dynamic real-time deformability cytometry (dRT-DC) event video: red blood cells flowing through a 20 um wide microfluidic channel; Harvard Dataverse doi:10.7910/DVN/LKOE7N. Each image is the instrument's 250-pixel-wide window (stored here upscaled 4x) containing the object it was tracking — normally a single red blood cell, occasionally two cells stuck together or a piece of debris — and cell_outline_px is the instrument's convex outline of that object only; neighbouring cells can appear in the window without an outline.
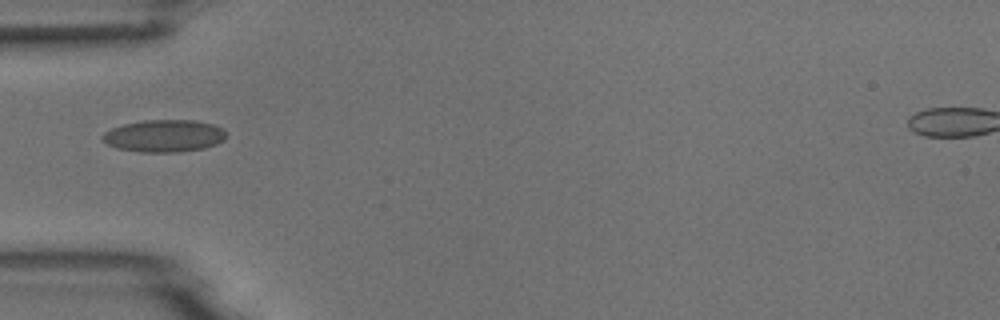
{"species": "common noctule bat (a hibernating species)", "species_latin": "Nyctalus noctula", "temperature_condition": "room temperature", "stored_images_in_passage": 4, "camera_frame_rate_fps": 3000, "um_per_image_px": 0.085, "animal": {"sex": "male", "body_mass_g": 18.8}, "frame": {"image": 1, "passage_image": 4, "time_ms": 4.333, "image_size_px": [1000, 320], "cell_outline_px": [[228, 136], [224, 140], [216, 144], [204, 148], [180, 152], [140, 152], [116, 148], [100, 140], [100, 136], [104, 132], [112, 128], [124, 124], [144, 120], [192, 120], [212, 124], [224, 128]], "centroid_in_image_um": [13.95, 11.55], "position_along_channel_um": 71.0, "area_um2": 23.52}}